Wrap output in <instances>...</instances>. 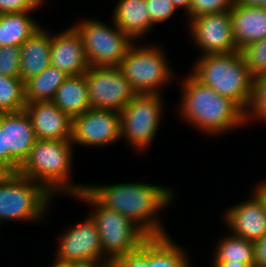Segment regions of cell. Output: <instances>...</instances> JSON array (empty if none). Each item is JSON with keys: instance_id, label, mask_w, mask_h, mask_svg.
<instances>
[{"instance_id": "41", "label": "cell", "mask_w": 266, "mask_h": 267, "mask_svg": "<svg viewBox=\"0 0 266 267\" xmlns=\"http://www.w3.org/2000/svg\"><path fill=\"white\" fill-rule=\"evenodd\" d=\"M254 191L263 199L266 206V185L262 182L255 187Z\"/></svg>"}, {"instance_id": "14", "label": "cell", "mask_w": 266, "mask_h": 267, "mask_svg": "<svg viewBox=\"0 0 266 267\" xmlns=\"http://www.w3.org/2000/svg\"><path fill=\"white\" fill-rule=\"evenodd\" d=\"M251 197L225 211L223 219L232 235L255 243L266 235V206L255 191Z\"/></svg>"}, {"instance_id": "16", "label": "cell", "mask_w": 266, "mask_h": 267, "mask_svg": "<svg viewBox=\"0 0 266 267\" xmlns=\"http://www.w3.org/2000/svg\"><path fill=\"white\" fill-rule=\"evenodd\" d=\"M24 110L38 140H72L73 119L52 101L27 103Z\"/></svg>"}, {"instance_id": "29", "label": "cell", "mask_w": 266, "mask_h": 267, "mask_svg": "<svg viewBox=\"0 0 266 267\" xmlns=\"http://www.w3.org/2000/svg\"><path fill=\"white\" fill-rule=\"evenodd\" d=\"M233 6L234 0H192L188 20L204 14L230 12Z\"/></svg>"}, {"instance_id": "21", "label": "cell", "mask_w": 266, "mask_h": 267, "mask_svg": "<svg viewBox=\"0 0 266 267\" xmlns=\"http://www.w3.org/2000/svg\"><path fill=\"white\" fill-rule=\"evenodd\" d=\"M52 102L72 119L91 108L84 74L68 76L58 87Z\"/></svg>"}, {"instance_id": "11", "label": "cell", "mask_w": 266, "mask_h": 267, "mask_svg": "<svg viewBox=\"0 0 266 267\" xmlns=\"http://www.w3.org/2000/svg\"><path fill=\"white\" fill-rule=\"evenodd\" d=\"M119 139V112L90 108L73 118L71 141L74 145L104 147Z\"/></svg>"}, {"instance_id": "22", "label": "cell", "mask_w": 266, "mask_h": 267, "mask_svg": "<svg viewBox=\"0 0 266 267\" xmlns=\"http://www.w3.org/2000/svg\"><path fill=\"white\" fill-rule=\"evenodd\" d=\"M29 13L17 12L0 15V47H20L42 28Z\"/></svg>"}, {"instance_id": "43", "label": "cell", "mask_w": 266, "mask_h": 267, "mask_svg": "<svg viewBox=\"0 0 266 267\" xmlns=\"http://www.w3.org/2000/svg\"><path fill=\"white\" fill-rule=\"evenodd\" d=\"M105 267H114L111 263L107 264Z\"/></svg>"}, {"instance_id": "27", "label": "cell", "mask_w": 266, "mask_h": 267, "mask_svg": "<svg viewBox=\"0 0 266 267\" xmlns=\"http://www.w3.org/2000/svg\"><path fill=\"white\" fill-rule=\"evenodd\" d=\"M239 52L253 78L266 74V38L247 44Z\"/></svg>"}, {"instance_id": "44", "label": "cell", "mask_w": 266, "mask_h": 267, "mask_svg": "<svg viewBox=\"0 0 266 267\" xmlns=\"http://www.w3.org/2000/svg\"><path fill=\"white\" fill-rule=\"evenodd\" d=\"M38 1L43 5L44 0H38Z\"/></svg>"}, {"instance_id": "2", "label": "cell", "mask_w": 266, "mask_h": 267, "mask_svg": "<svg viewBox=\"0 0 266 267\" xmlns=\"http://www.w3.org/2000/svg\"><path fill=\"white\" fill-rule=\"evenodd\" d=\"M179 115L201 132L219 135L246 123V112L231 98L219 95L191 74L182 81Z\"/></svg>"}, {"instance_id": "38", "label": "cell", "mask_w": 266, "mask_h": 267, "mask_svg": "<svg viewBox=\"0 0 266 267\" xmlns=\"http://www.w3.org/2000/svg\"><path fill=\"white\" fill-rule=\"evenodd\" d=\"M234 4L266 8V0H234Z\"/></svg>"}, {"instance_id": "25", "label": "cell", "mask_w": 266, "mask_h": 267, "mask_svg": "<svg viewBox=\"0 0 266 267\" xmlns=\"http://www.w3.org/2000/svg\"><path fill=\"white\" fill-rule=\"evenodd\" d=\"M228 235L223 237L219 244H216L213 261H237L255 264L254 243L232 234Z\"/></svg>"}, {"instance_id": "28", "label": "cell", "mask_w": 266, "mask_h": 267, "mask_svg": "<svg viewBox=\"0 0 266 267\" xmlns=\"http://www.w3.org/2000/svg\"><path fill=\"white\" fill-rule=\"evenodd\" d=\"M254 118L266 122V74L253 79V96L246 111V123Z\"/></svg>"}, {"instance_id": "26", "label": "cell", "mask_w": 266, "mask_h": 267, "mask_svg": "<svg viewBox=\"0 0 266 267\" xmlns=\"http://www.w3.org/2000/svg\"><path fill=\"white\" fill-rule=\"evenodd\" d=\"M26 104L24 81L0 74V113L22 111Z\"/></svg>"}, {"instance_id": "30", "label": "cell", "mask_w": 266, "mask_h": 267, "mask_svg": "<svg viewBox=\"0 0 266 267\" xmlns=\"http://www.w3.org/2000/svg\"><path fill=\"white\" fill-rule=\"evenodd\" d=\"M0 74L20 78V47H0Z\"/></svg>"}, {"instance_id": "9", "label": "cell", "mask_w": 266, "mask_h": 267, "mask_svg": "<svg viewBox=\"0 0 266 267\" xmlns=\"http://www.w3.org/2000/svg\"><path fill=\"white\" fill-rule=\"evenodd\" d=\"M160 94H137L120 112V136L143 151L154 140L163 110Z\"/></svg>"}, {"instance_id": "40", "label": "cell", "mask_w": 266, "mask_h": 267, "mask_svg": "<svg viewBox=\"0 0 266 267\" xmlns=\"http://www.w3.org/2000/svg\"><path fill=\"white\" fill-rule=\"evenodd\" d=\"M13 171L0 160V180L6 179Z\"/></svg>"}, {"instance_id": "6", "label": "cell", "mask_w": 266, "mask_h": 267, "mask_svg": "<svg viewBox=\"0 0 266 267\" xmlns=\"http://www.w3.org/2000/svg\"><path fill=\"white\" fill-rule=\"evenodd\" d=\"M52 198L39 183L19 172H12L6 179L0 180V225L4 220H42Z\"/></svg>"}, {"instance_id": "37", "label": "cell", "mask_w": 266, "mask_h": 267, "mask_svg": "<svg viewBox=\"0 0 266 267\" xmlns=\"http://www.w3.org/2000/svg\"><path fill=\"white\" fill-rule=\"evenodd\" d=\"M213 267H255V264L240 263L237 261H213Z\"/></svg>"}, {"instance_id": "12", "label": "cell", "mask_w": 266, "mask_h": 267, "mask_svg": "<svg viewBox=\"0 0 266 267\" xmlns=\"http://www.w3.org/2000/svg\"><path fill=\"white\" fill-rule=\"evenodd\" d=\"M189 23L192 41L202 55L239 51L233 38L230 12L204 14L190 19Z\"/></svg>"}, {"instance_id": "10", "label": "cell", "mask_w": 266, "mask_h": 267, "mask_svg": "<svg viewBox=\"0 0 266 267\" xmlns=\"http://www.w3.org/2000/svg\"><path fill=\"white\" fill-rule=\"evenodd\" d=\"M84 76L93 109L120 112L137 95L118 66H90Z\"/></svg>"}, {"instance_id": "39", "label": "cell", "mask_w": 266, "mask_h": 267, "mask_svg": "<svg viewBox=\"0 0 266 267\" xmlns=\"http://www.w3.org/2000/svg\"><path fill=\"white\" fill-rule=\"evenodd\" d=\"M171 1L177 9L183 8V10H185L184 12H186L189 18V7L192 0H171Z\"/></svg>"}, {"instance_id": "35", "label": "cell", "mask_w": 266, "mask_h": 267, "mask_svg": "<svg viewBox=\"0 0 266 267\" xmlns=\"http://www.w3.org/2000/svg\"><path fill=\"white\" fill-rule=\"evenodd\" d=\"M107 264L105 261L84 259L69 262V267H105Z\"/></svg>"}, {"instance_id": "5", "label": "cell", "mask_w": 266, "mask_h": 267, "mask_svg": "<svg viewBox=\"0 0 266 267\" xmlns=\"http://www.w3.org/2000/svg\"><path fill=\"white\" fill-rule=\"evenodd\" d=\"M94 207L89 214L97 224L103 255L112 262L114 259L140 248L148 236L132 221L102 206L86 189L75 196Z\"/></svg>"}, {"instance_id": "3", "label": "cell", "mask_w": 266, "mask_h": 267, "mask_svg": "<svg viewBox=\"0 0 266 267\" xmlns=\"http://www.w3.org/2000/svg\"><path fill=\"white\" fill-rule=\"evenodd\" d=\"M72 146L71 140L37 139L18 172L42 185L53 197L61 192L76 196L86 185L70 181L74 163Z\"/></svg>"}, {"instance_id": "34", "label": "cell", "mask_w": 266, "mask_h": 267, "mask_svg": "<svg viewBox=\"0 0 266 267\" xmlns=\"http://www.w3.org/2000/svg\"><path fill=\"white\" fill-rule=\"evenodd\" d=\"M255 245V267H266V235Z\"/></svg>"}, {"instance_id": "24", "label": "cell", "mask_w": 266, "mask_h": 267, "mask_svg": "<svg viewBox=\"0 0 266 267\" xmlns=\"http://www.w3.org/2000/svg\"><path fill=\"white\" fill-rule=\"evenodd\" d=\"M67 77L63 71L49 65L42 73L24 83L26 103L52 101L58 87Z\"/></svg>"}, {"instance_id": "8", "label": "cell", "mask_w": 266, "mask_h": 267, "mask_svg": "<svg viewBox=\"0 0 266 267\" xmlns=\"http://www.w3.org/2000/svg\"><path fill=\"white\" fill-rule=\"evenodd\" d=\"M112 23L114 27L100 20L85 18L72 26L81 37L90 66H118L135 43L129 35Z\"/></svg>"}, {"instance_id": "32", "label": "cell", "mask_w": 266, "mask_h": 267, "mask_svg": "<svg viewBox=\"0 0 266 267\" xmlns=\"http://www.w3.org/2000/svg\"><path fill=\"white\" fill-rule=\"evenodd\" d=\"M149 16L152 24L168 20L176 11L171 0H146Z\"/></svg>"}, {"instance_id": "17", "label": "cell", "mask_w": 266, "mask_h": 267, "mask_svg": "<svg viewBox=\"0 0 266 267\" xmlns=\"http://www.w3.org/2000/svg\"><path fill=\"white\" fill-rule=\"evenodd\" d=\"M50 57V65L68 76L84 74L90 68L81 37L72 26L51 34Z\"/></svg>"}, {"instance_id": "18", "label": "cell", "mask_w": 266, "mask_h": 267, "mask_svg": "<svg viewBox=\"0 0 266 267\" xmlns=\"http://www.w3.org/2000/svg\"><path fill=\"white\" fill-rule=\"evenodd\" d=\"M230 17L238 50L266 38V8L234 4Z\"/></svg>"}, {"instance_id": "13", "label": "cell", "mask_w": 266, "mask_h": 267, "mask_svg": "<svg viewBox=\"0 0 266 267\" xmlns=\"http://www.w3.org/2000/svg\"><path fill=\"white\" fill-rule=\"evenodd\" d=\"M57 240V259L66 262L90 259L111 263L103 255L97 224L90 215L79 224L69 227Z\"/></svg>"}, {"instance_id": "7", "label": "cell", "mask_w": 266, "mask_h": 267, "mask_svg": "<svg viewBox=\"0 0 266 267\" xmlns=\"http://www.w3.org/2000/svg\"><path fill=\"white\" fill-rule=\"evenodd\" d=\"M164 54L158 45L130 47L118 67L137 94H160L159 89L169 83L173 71Z\"/></svg>"}, {"instance_id": "31", "label": "cell", "mask_w": 266, "mask_h": 267, "mask_svg": "<svg viewBox=\"0 0 266 267\" xmlns=\"http://www.w3.org/2000/svg\"><path fill=\"white\" fill-rule=\"evenodd\" d=\"M111 264L114 267H152L149 266V237L138 250L114 259Z\"/></svg>"}, {"instance_id": "20", "label": "cell", "mask_w": 266, "mask_h": 267, "mask_svg": "<svg viewBox=\"0 0 266 267\" xmlns=\"http://www.w3.org/2000/svg\"><path fill=\"white\" fill-rule=\"evenodd\" d=\"M147 9L146 0H118L112 21L134 41L141 39L154 27Z\"/></svg>"}, {"instance_id": "19", "label": "cell", "mask_w": 266, "mask_h": 267, "mask_svg": "<svg viewBox=\"0 0 266 267\" xmlns=\"http://www.w3.org/2000/svg\"><path fill=\"white\" fill-rule=\"evenodd\" d=\"M50 49L51 34L44 27L20 46V78L24 83L50 65Z\"/></svg>"}, {"instance_id": "15", "label": "cell", "mask_w": 266, "mask_h": 267, "mask_svg": "<svg viewBox=\"0 0 266 267\" xmlns=\"http://www.w3.org/2000/svg\"><path fill=\"white\" fill-rule=\"evenodd\" d=\"M5 128V150H9V168L18 172L37 140L31 120L25 110L0 113Z\"/></svg>"}, {"instance_id": "36", "label": "cell", "mask_w": 266, "mask_h": 267, "mask_svg": "<svg viewBox=\"0 0 266 267\" xmlns=\"http://www.w3.org/2000/svg\"><path fill=\"white\" fill-rule=\"evenodd\" d=\"M0 160L9 167V150H5V128L0 124Z\"/></svg>"}, {"instance_id": "42", "label": "cell", "mask_w": 266, "mask_h": 267, "mask_svg": "<svg viewBox=\"0 0 266 267\" xmlns=\"http://www.w3.org/2000/svg\"><path fill=\"white\" fill-rule=\"evenodd\" d=\"M56 260L54 261V263L51 265V267H69V262L60 260L55 258Z\"/></svg>"}, {"instance_id": "23", "label": "cell", "mask_w": 266, "mask_h": 267, "mask_svg": "<svg viewBox=\"0 0 266 267\" xmlns=\"http://www.w3.org/2000/svg\"><path fill=\"white\" fill-rule=\"evenodd\" d=\"M169 236L149 237V266L191 267L186 251Z\"/></svg>"}, {"instance_id": "1", "label": "cell", "mask_w": 266, "mask_h": 267, "mask_svg": "<svg viewBox=\"0 0 266 267\" xmlns=\"http://www.w3.org/2000/svg\"><path fill=\"white\" fill-rule=\"evenodd\" d=\"M86 190L104 207L115 210L137 225L148 237L165 236L158 211L175 196L171 187L139 182L86 185Z\"/></svg>"}, {"instance_id": "4", "label": "cell", "mask_w": 266, "mask_h": 267, "mask_svg": "<svg viewBox=\"0 0 266 267\" xmlns=\"http://www.w3.org/2000/svg\"><path fill=\"white\" fill-rule=\"evenodd\" d=\"M191 74L216 93L234 100L245 112L253 96V77L239 51L201 55Z\"/></svg>"}, {"instance_id": "33", "label": "cell", "mask_w": 266, "mask_h": 267, "mask_svg": "<svg viewBox=\"0 0 266 267\" xmlns=\"http://www.w3.org/2000/svg\"><path fill=\"white\" fill-rule=\"evenodd\" d=\"M41 5L38 0H0V15L17 12H34Z\"/></svg>"}]
</instances>
